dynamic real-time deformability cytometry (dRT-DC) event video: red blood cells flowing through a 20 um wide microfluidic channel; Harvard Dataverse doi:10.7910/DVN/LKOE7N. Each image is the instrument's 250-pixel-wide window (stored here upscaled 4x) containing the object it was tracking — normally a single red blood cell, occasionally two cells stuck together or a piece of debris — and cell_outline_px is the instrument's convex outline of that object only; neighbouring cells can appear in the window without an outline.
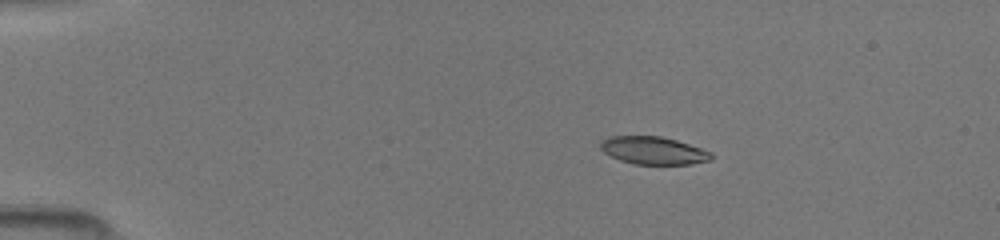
{"species": "common noctule bat (a hibernating species)", "species_latin": "Nyctalus noctula", "temperature_condition": "room temperature", "stored_images_in_passage": 41, "camera_frame_rate_fps": 3000, "um_per_image_px": 0.085, "animal": {"sex": "female", "body_mass_g": 19.5, "forearm_length_mm": 54.1}, "frame": {"image": 1, "passage_image": 1, "time_ms": 0.0, "image_size_px": [1000, 240], "cell_outline_px": [[712, 160], [692, 164], [636, 164], [620, 160], [604, 152], [600, 148], [600, 144], [604, 140], [612, 136], [660, 136], [676, 140], [712, 152]], "centroid_in_image_um": [55.57, 12.8], "position_along_channel_um": 29.4, "area_um2": 17.69}}
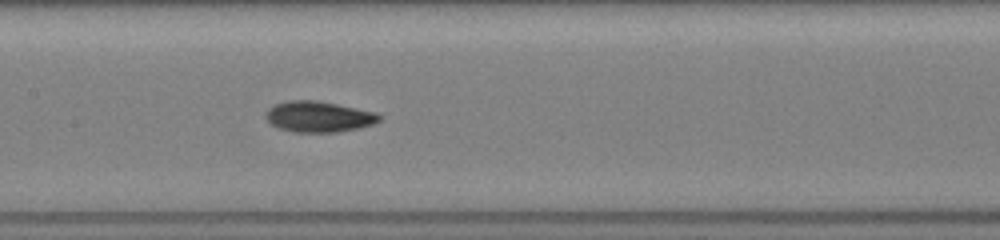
{"frame": {"image": 2, "passage_image": 17, "time_ms": 5.333, "image_size_px": [1000, 240], "cell_outline_px": [[384, 116], [380, 120], [372, 124], [360, 128], [336, 132], [296, 132], [280, 128], [272, 124], [264, 116], [264, 112], [272, 104], [288, 100], [316, 100], [376, 112]], "centroid_in_image_um": [27.07, 9.91], "position_along_channel_um": 180.3, "area_um2": 20.52}}
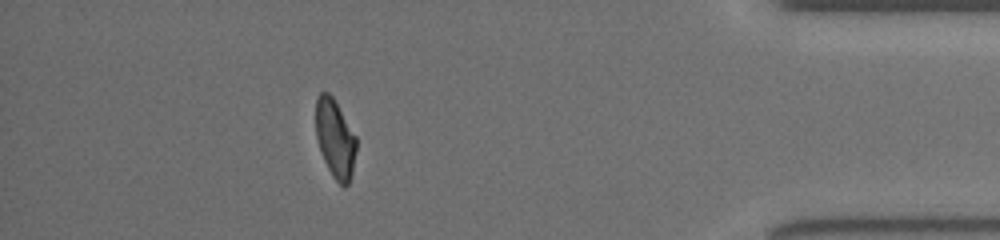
{"frame": {"image": 3, "passage_image": 36, "time_ms": 11.667, "image_size_px": [1000, 240], "cell_outline_px": [[356, 152], [352, 172], [348, 184], [344, 188], [332, 176], [324, 160], [316, 136], [316, 96], [320, 92], [328, 92], [332, 96], [356, 136]], "centroid_in_image_um": [28.48, 11.78], "position_along_channel_um": 406.7, "area_um2": 18.38}}